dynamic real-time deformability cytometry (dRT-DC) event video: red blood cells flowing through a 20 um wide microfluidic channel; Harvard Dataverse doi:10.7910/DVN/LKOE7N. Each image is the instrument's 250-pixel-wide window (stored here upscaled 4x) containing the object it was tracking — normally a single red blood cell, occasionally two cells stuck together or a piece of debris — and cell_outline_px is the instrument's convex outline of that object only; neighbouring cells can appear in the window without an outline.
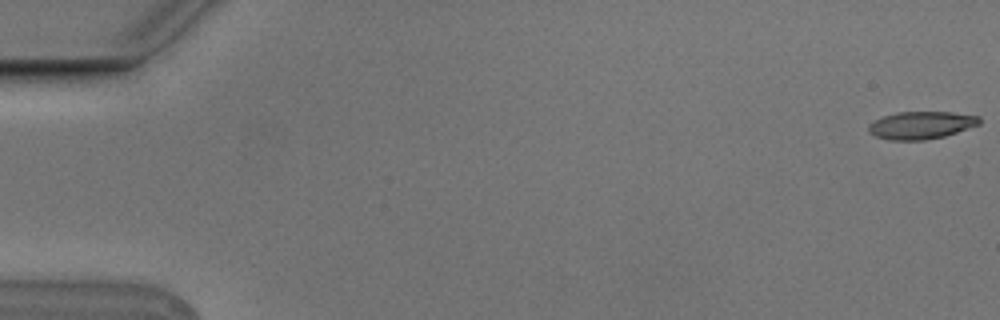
{"species": "Egyptian fruit bat (a non-hibernating species)", "species_latin": "Rousettus aegyptiacus", "temperature_condition": "cold", "stored_images_in_passage": 6, "camera_frame_rate_fps": 3000, "um_per_image_px": 0.085, "animal": {"sex": "male"}, "frame": {"image": 1, "passage_image": 1, "time_ms": 0.0, "image_size_px": [1000, 320], "cell_outline_px": [[980, 124], [944, 136], [924, 140], [888, 140], [876, 136], [868, 132], [868, 124], [884, 116], [896, 112], [952, 112], [980, 116]], "centroid_in_image_um": [78.28, 10.64], "position_along_channel_um": 6.7, "area_um2": 17.74}}